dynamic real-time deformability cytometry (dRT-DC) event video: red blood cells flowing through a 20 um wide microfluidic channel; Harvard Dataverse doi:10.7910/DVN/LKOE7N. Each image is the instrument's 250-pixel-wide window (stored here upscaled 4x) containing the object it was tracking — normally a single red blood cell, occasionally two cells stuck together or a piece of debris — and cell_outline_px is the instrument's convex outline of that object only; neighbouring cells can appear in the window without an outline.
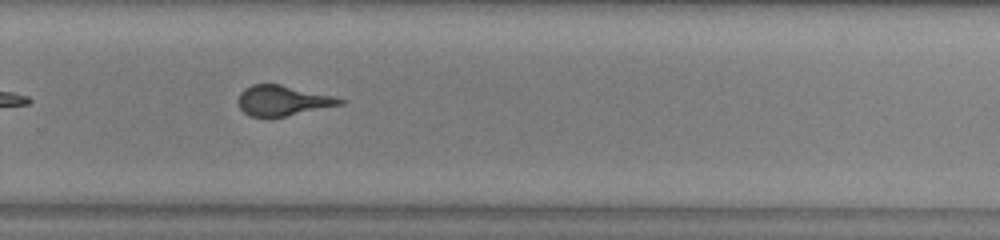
{"species": "common noctule bat (a hibernating species)", "species_latin": "Nyctalus noctula", "temperature_condition": "warm", "stored_images_in_passage": 24, "camera_frame_rate_fps": 3000, "um_per_image_px": 0.085, "animal": {"sex": "male", "body_mass_g": 13.0, "forearm_length_mm": 53.1}, "frame": {"image": 1, "passage_image": 21, "time_ms": 6.667, "image_size_px": [1000, 240], "cell_outline_px": [[348, 100], [344, 104], [268, 120], [248, 116], [240, 108], [236, 100], [240, 92], [244, 88], [252, 84], [280, 84], [332, 96]], "centroid_in_image_um": [23.98, 8.59], "position_along_channel_um": 305.8, "area_um2": 18.5}}